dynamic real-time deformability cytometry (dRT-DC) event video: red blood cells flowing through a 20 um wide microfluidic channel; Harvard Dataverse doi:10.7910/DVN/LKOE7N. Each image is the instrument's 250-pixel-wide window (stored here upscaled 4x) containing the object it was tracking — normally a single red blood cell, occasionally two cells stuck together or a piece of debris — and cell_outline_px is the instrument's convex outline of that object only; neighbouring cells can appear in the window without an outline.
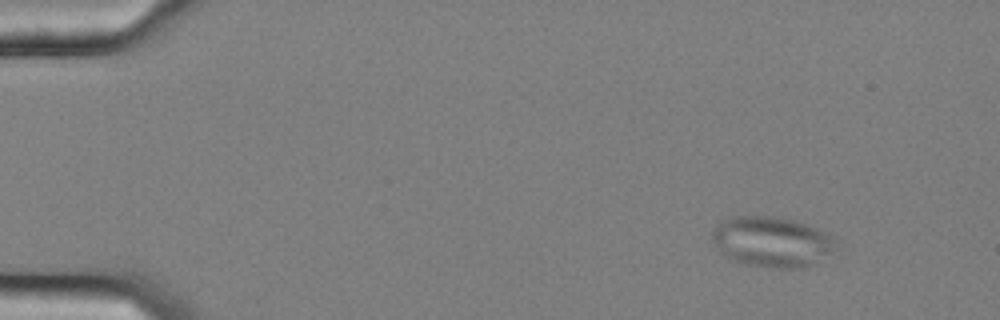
{"species": "common noctule bat (a hibernating species)", "species_latin": "Nyctalus noctula", "temperature_condition": "cold", "stored_images_in_passage": 52, "camera_frame_rate_fps": 3000, "um_per_image_px": 0.085, "animal": {"sex": "female", "body_mass_g": 25.1}, "frame": {"image": 1, "passage_image": 1, "time_ms": 0.0, "image_size_px": [1000, 320], "cell_outline_px": [[836, 240], [828, 252], [808, 264], [800, 268], [772, 268], [744, 264], [720, 252], [712, 240], [712, 232], [716, 224], [720, 220], [728, 216], [772, 216], [792, 220], [816, 228], [832, 236]], "centroid_in_image_um": [65.48, 20.52], "position_along_channel_um": 19.5, "area_um2": 35.55}}
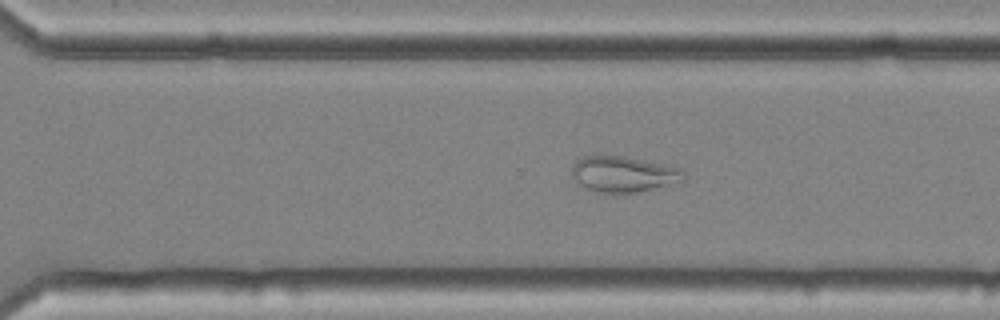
{"frame": {"image": 2, "passage_image": 35, "time_ms": 11.333, "image_size_px": [1000, 320], "cell_outline_px": [[684, 180], [636, 192], [600, 192], [588, 188], [580, 184], [572, 176], [572, 168], [576, 160], [584, 156], [620, 156], [664, 164], [676, 168], [684, 172]], "centroid_in_image_um": [52.95, 14.79], "position_along_channel_um": 317.6, "area_um2": 22.54}}
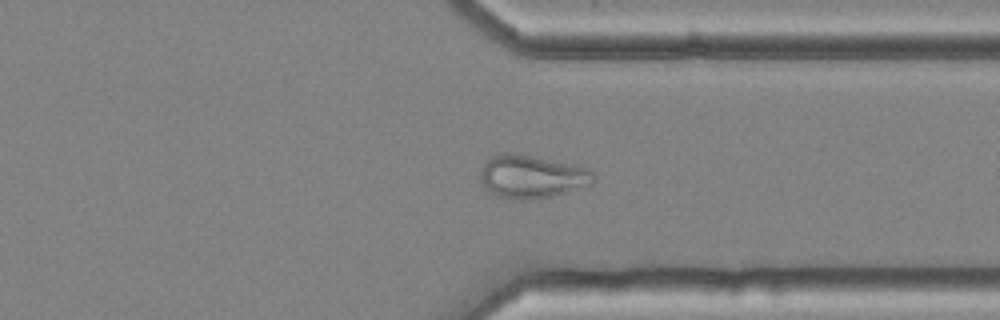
{"frame": {"image": 3, "passage_image": 39, "time_ms": 12.667, "image_size_px": [1000, 320], "cell_outline_px": [[596, 180], [592, 184], [552, 196], [524, 200], [516, 200], [500, 196], [484, 188], [480, 180], [480, 172], [484, 164], [492, 156], [504, 152], [508, 152], [572, 164], [588, 168], [596, 172]], "centroid_in_image_um": [45.23, 15.01], "position_along_channel_um": 366.2, "area_um2": 28.26}, "authors_computed_cell_mechanics": {"area_um2": 28.5821, "velocity_mm_per_s": 3.578, "shape_relaxation_time_tau1_ms": null, "shape_relaxation_time_tau2_ms": 2.3303, "deformation_change_tau1": null, "deformation_change_tau2": 0.073}}